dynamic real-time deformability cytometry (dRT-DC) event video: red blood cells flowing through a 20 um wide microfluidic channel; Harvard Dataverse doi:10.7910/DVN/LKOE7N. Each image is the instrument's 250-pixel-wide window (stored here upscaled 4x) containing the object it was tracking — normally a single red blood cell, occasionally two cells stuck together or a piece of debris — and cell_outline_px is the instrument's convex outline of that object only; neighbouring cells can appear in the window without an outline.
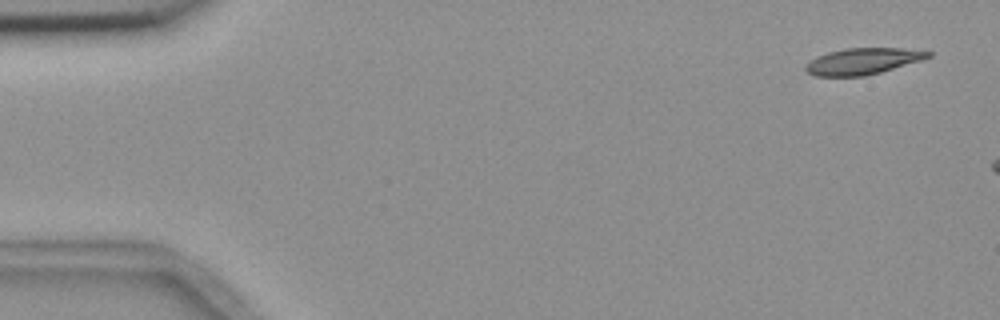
{"species": "common noctule bat (a hibernating species)", "species_latin": "Nyctalus noctula", "temperature_condition": "room temperature", "stored_images_in_passage": 3, "camera_frame_rate_fps": 3000, "um_per_image_px": 0.085, "animal": {"sex": "female", "body_mass_g": 18.4}, "frame": {"image": 1, "passage_image": 1, "time_ms": 0.0, "image_size_px": [1000, 320], "cell_outline_px": [[932, 56], [920, 60], [880, 72], [864, 76], [816, 76], [808, 72], [804, 68], [816, 56], [828, 52], [844, 48], [900, 48], [932, 52]], "centroid_in_image_um": [73.32, 5.2], "position_along_channel_um": 11.7, "area_um2": 18.5}}